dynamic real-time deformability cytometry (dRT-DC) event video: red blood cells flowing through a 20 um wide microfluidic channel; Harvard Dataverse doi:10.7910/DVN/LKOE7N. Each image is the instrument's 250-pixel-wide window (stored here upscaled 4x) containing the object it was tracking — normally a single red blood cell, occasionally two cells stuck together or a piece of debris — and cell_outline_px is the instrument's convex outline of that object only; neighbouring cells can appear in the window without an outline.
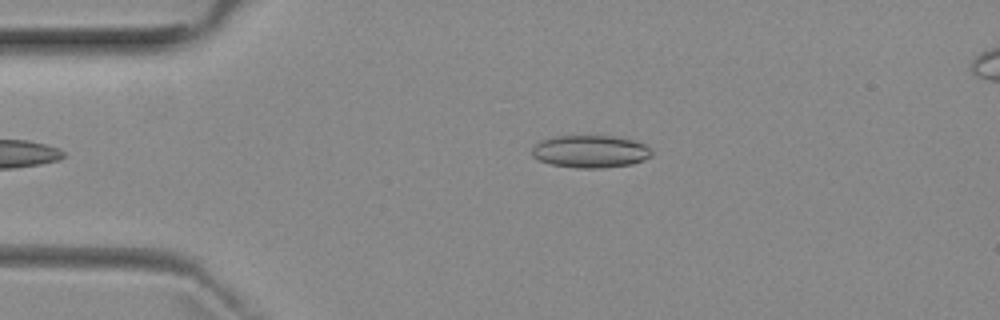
{"species": "common noctule bat (a hibernating species)", "species_latin": "Nyctalus noctula", "temperature_condition": "room temperature", "stored_images_in_passage": 5, "camera_frame_rate_fps": 3000, "um_per_image_px": 0.085, "animal": {"sex": "female", "body_mass_g": 29.2, "forearm_length_mm": 56.3}, "frame": {"image": 1, "passage_image": 5, "time_ms": 4.333, "image_size_px": [1000, 320], "cell_outline_px": [[652, 156], [644, 160], [632, 164], [600, 168], [576, 168], [552, 164], [540, 160], [532, 156], [532, 148], [540, 140], [552, 136], [612, 136], [632, 140], [644, 144], [652, 152]], "centroid_in_image_um": [50.17, 12.87], "position_along_channel_um": 34.8, "area_um2": 22.6}}